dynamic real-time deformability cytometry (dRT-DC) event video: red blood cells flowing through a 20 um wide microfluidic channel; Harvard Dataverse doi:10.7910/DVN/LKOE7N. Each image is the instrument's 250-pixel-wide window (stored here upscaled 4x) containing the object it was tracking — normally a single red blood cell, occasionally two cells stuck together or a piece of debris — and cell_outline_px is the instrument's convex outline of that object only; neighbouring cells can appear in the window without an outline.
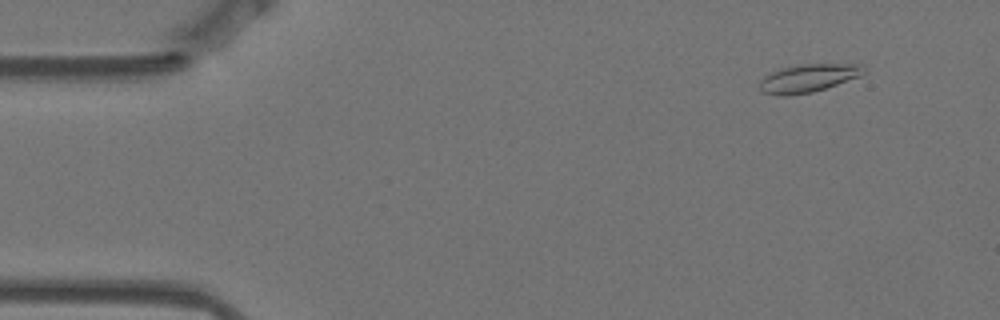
{"species": "Egyptian fruit bat (a non-hibernating species)", "species_latin": "Rousettus aegyptiacus", "temperature_condition": "warm", "stored_images_in_passage": 55, "camera_frame_rate_fps": 3000, "um_per_image_px": 0.085, "animal": {"sex": "female"}, "frame": {"image": 1, "passage_image": 2, "time_ms": 0.333, "image_size_px": [1000, 320], "cell_outline_px": [[868, 72], [860, 76], [812, 92], [784, 96], [780, 96], [760, 92], [760, 80], [764, 76], [772, 72], [784, 68], [800, 64], [864, 64]], "centroid_in_image_um": [68.73, 6.64], "position_along_channel_um": 16.3, "area_um2": 16.99}}
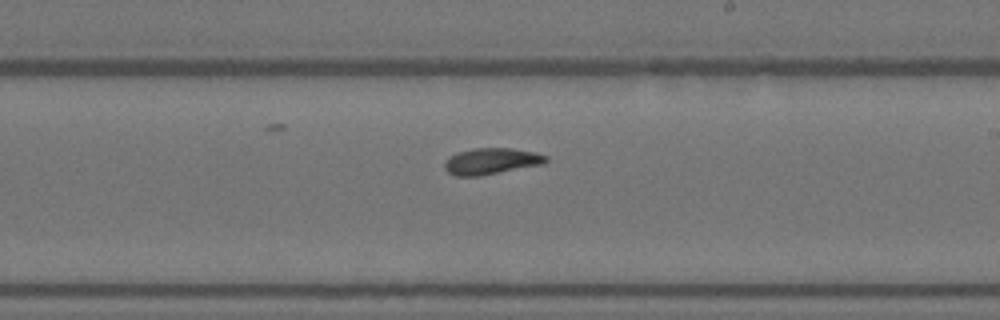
{"frame": {"image": 2, "passage_image": 30, "time_ms": 9.667, "image_size_px": [1000, 320], "cell_outline_px": [[548, 160], [544, 164], [480, 176], [456, 176], [448, 172], [444, 168], [444, 164], [448, 156], [456, 152], [476, 148], [512, 148], [536, 152], [548, 156]], "centroid_in_image_um": [41.76, 13.7], "position_along_channel_um": 247.2, "area_um2": 15.72}}
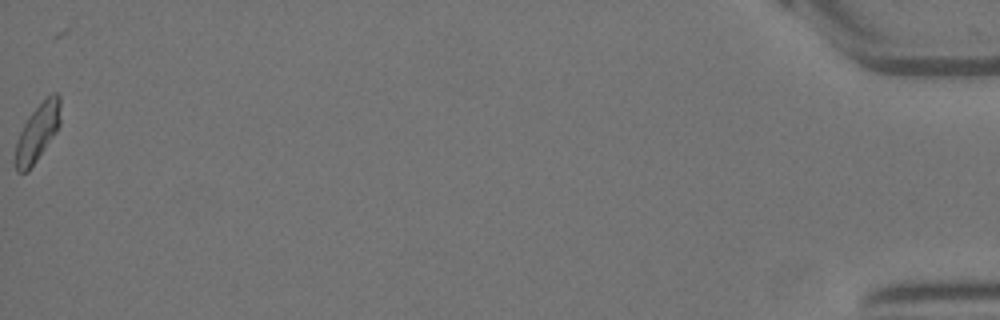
{"frame": {"image": 3, "passage_image": 55, "time_ms": 18.0, "image_size_px": [1000, 320], "cell_outline_px": [[60, 124], [56, 132], [28, 172], [16, 172], [16, 140], [28, 116], [52, 92], [56, 92], [60, 96]], "centroid_in_image_um": [3.2, 11.25], "position_along_channel_um": 432.0, "area_um2": 14.85}, "authors_computed_cell_mechanics": {"area_um2": 15.3748, "velocity_mm_per_s": 3.4823, "shape_relaxation_time_tau1_ms": 6.2681, "shape_relaxation_time_tau2_ms": 3.176, "deformation_change_tau1": 0.1809, "deformation_change_tau2": 0.0911}}